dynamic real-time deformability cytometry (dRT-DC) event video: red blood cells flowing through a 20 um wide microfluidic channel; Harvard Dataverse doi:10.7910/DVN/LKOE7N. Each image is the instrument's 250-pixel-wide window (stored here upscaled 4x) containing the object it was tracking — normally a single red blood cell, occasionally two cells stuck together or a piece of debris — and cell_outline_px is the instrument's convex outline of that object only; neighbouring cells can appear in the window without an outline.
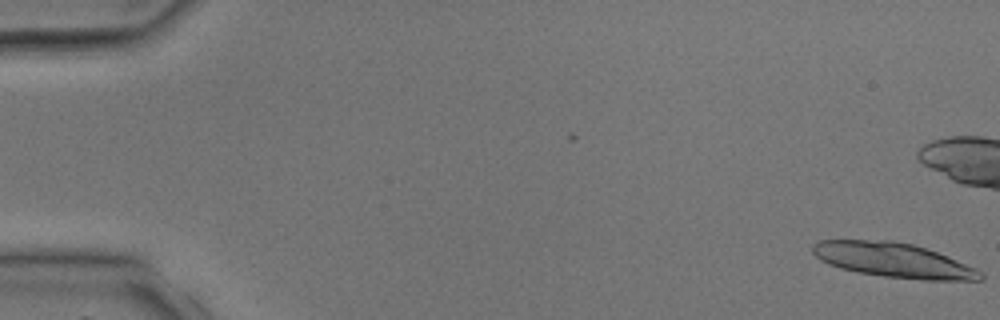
{"species": "common noctule bat (a hibernating species)", "species_latin": "Nyctalus noctula", "temperature_condition": "room temperature", "stored_images_in_passage": 2, "segment_of_instrument_passage": [2, 2], "camera_frame_rate_fps": 3000, "um_per_image_px": 0.085, "animal": {"sex": "male", "body_mass_g": 17.9, "forearm_length_mm": 54.2}, "frame": {"image": 1, "passage_image": 2, "time_ms": 1.333, "image_size_px": [1000, 320], "cell_outline_px": [[984, 280], [920, 280], [884, 276], [856, 272], [840, 268], [828, 264], [820, 260], [812, 252], [812, 244], [820, 240], [892, 240], [912, 244], [936, 252], [976, 268], [984, 272]], "centroid_in_image_um": [75.93, 22.12], "position_along_channel_um": 9.1, "area_um2": 33.87}}